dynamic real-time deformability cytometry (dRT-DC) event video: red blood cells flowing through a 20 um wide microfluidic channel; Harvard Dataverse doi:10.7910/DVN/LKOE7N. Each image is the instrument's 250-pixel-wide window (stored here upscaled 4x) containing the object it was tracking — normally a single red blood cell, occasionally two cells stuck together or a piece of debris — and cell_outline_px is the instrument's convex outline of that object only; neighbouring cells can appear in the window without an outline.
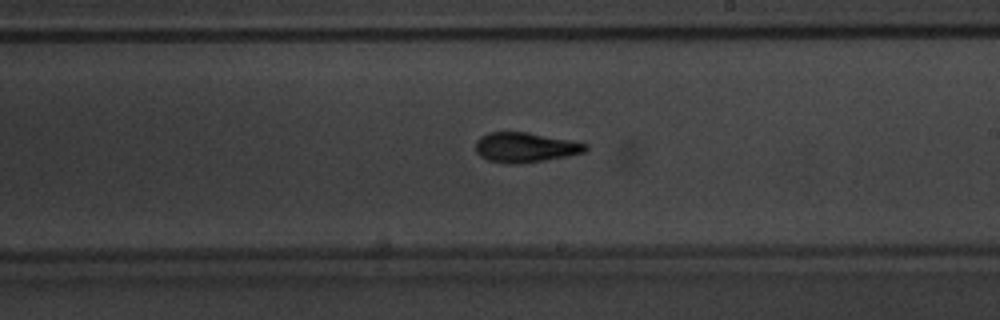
{"species": "common noctule bat (a hibernating species)", "species_latin": "Nyctalus noctula", "temperature_condition": "warm", "stored_images_in_passage": 38, "segment_of_instrument_passage": [1, 2], "camera_frame_rate_fps": 3000, "um_per_image_px": 0.085, "animal": {"sex": "male", "body_mass_g": 20.1, "forearm_length_mm": 53.5}, "frame": {"image": 1, "passage_image": 16, "time_ms": 5.0, "image_size_px": [1000, 320], "cell_outline_px": [[588, 152], [568, 156], [520, 164], [504, 164], [488, 160], [480, 156], [476, 152], [476, 140], [480, 136], [488, 132], [528, 132], [572, 140], [588, 144]], "centroid_in_image_um": [44.67, 12.53], "position_along_channel_um": 244.3, "area_um2": 19.48}}
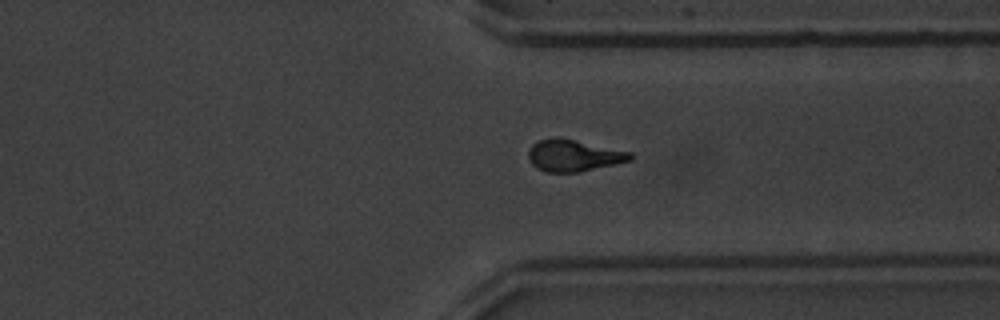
{"frame": {"image": 2, "passage_image": 25, "time_ms": 8.0, "image_size_px": [1000, 320], "cell_outline_px": [[636, 156], [632, 160], [580, 172], [544, 172], [536, 168], [528, 160], [528, 152], [532, 144], [540, 140], [556, 136], [560, 136], [632, 152]], "centroid_in_image_um": [48.77, 13.21], "position_along_channel_um": 362.6, "area_um2": 19.25}}
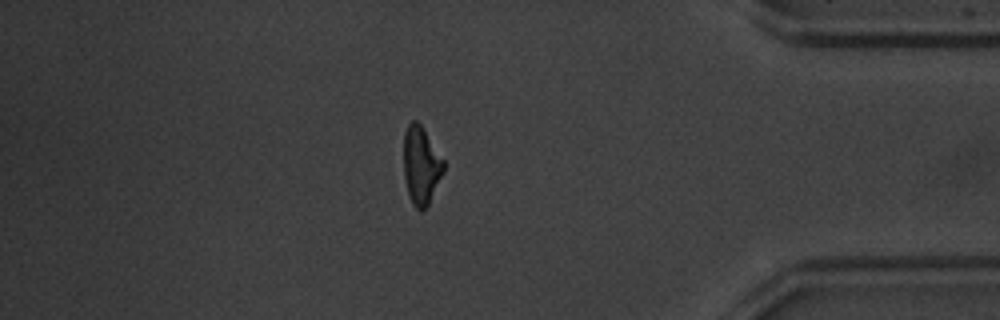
{"frame": {"image": 3, "passage_image": 30, "time_ms": 9.667, "image_size_px": [1000, 320], "cell_outline_px": [[444, 172], [428, 204], [420, 212], [412, 204], [408, 192], [404, 176], [404, 132], [408, 124], [412, 120], [416, 120], [420, 124], [444, 160]], "centroid_in_image_um": [35.79, 14.05], "position_along_channel_um": 399.4, "area_um2": 17.98}}